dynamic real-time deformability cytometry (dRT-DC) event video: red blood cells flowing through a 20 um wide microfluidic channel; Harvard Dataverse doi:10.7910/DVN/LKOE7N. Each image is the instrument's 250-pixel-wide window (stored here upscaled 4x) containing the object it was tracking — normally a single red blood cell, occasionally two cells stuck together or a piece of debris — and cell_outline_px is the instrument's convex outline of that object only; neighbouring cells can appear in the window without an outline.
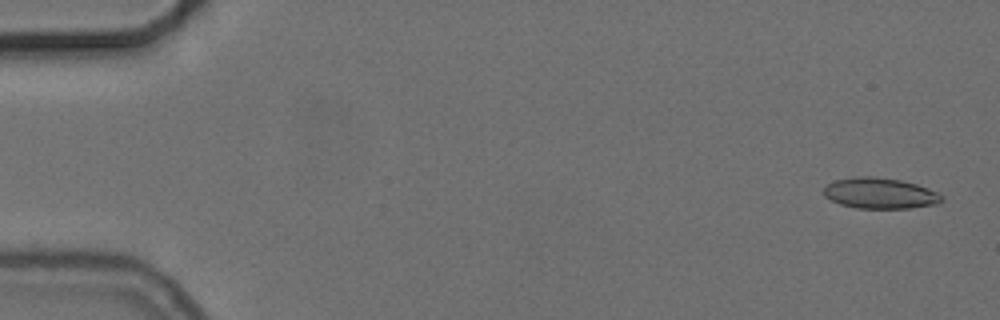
{"species": "common noctule bat (a hibernating species)", "species_latin": "Nyctalus noctula", "temperature_condition": "cold", "stored_images_in_passage": 55, "camera_frame_rate_fps": 3000, "um_per_image_px": 0.085, "animal": {"sex": "female", "body_mass_g": 24.6, "forearm_length_mm": 56.2}, "frame": {"image": 1, "passage_image": 2, "time_ms": 0.333, "image_size_px": [1000, 320], "cell_outline_px": [[944, 200], [936, 204], [908, 208], [856, 208], [840, 204], [824, 196], [824, 188], [828, 184], [836, 180], [856, 176], [872, 176], [900, 180], [916, 184], [928, 188], [944, 196]], "centroid_in_image_um": [74.81, 16.43], "position_along_channel_um": 10.2, "area_um2": 21.1}}
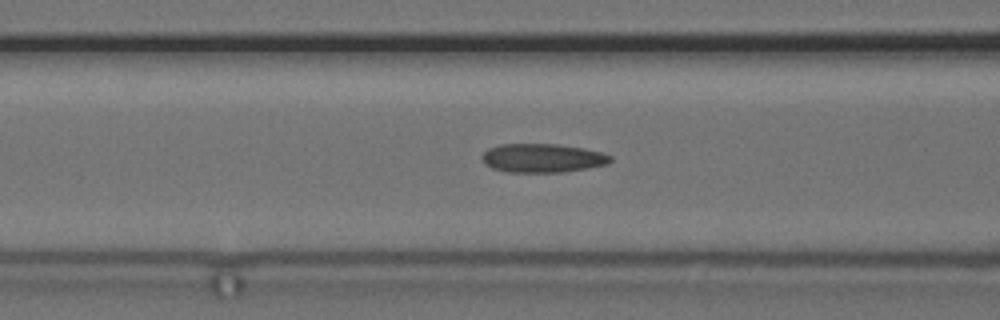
{"frame": {"image": 2, "passage_image": 22, "time_ms": 7.0, "image_size_px": [1000, 320], "cell_outline_px": [[612, 160], [608, 164], [588, 168], [564, 172], [508, 172], [492, 168], [484, 164], [480, 160], [480, 156], [488, 148], [500, 144], [556, 144], [584, 148], [600, 152], [612, 156]], "centroid_in_image_um": [46.08, 13.44], "position_along_channel_um": 120.5, "area_um2": 21.73}}
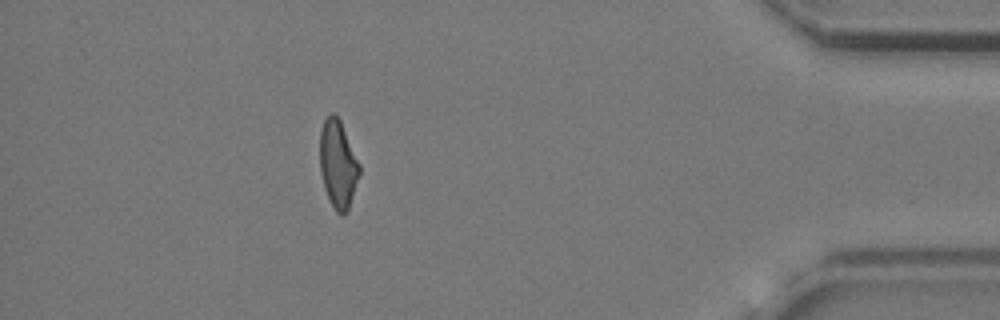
{"frame": {"image": 3, "passage_image": 49, "time_ms": 16.0, "image_size_px": [1000, 320], "cell_outline_px": [[360, 176], [348, 212], [344, 216], [340, 216], [336, 212], [328, 200], [324, 188], [320, 172], [320, 132], [324, 120], [332, 112], [340, 120], [360, 164]], "centroid_in_image_um": [28.74, 14.03], "position_along_channel_um": 406.5, "area_um2": 20.58}, "authors_computed_cell_mechanics": {"area_um2": 20.808, "velocity_mm_per_s": 3.7237, "shape_relaxation_time_tau1_ms": null, "shape_relaxation_time_tau2_ms": 2.6331, "deformation_change_tau1": null, "deformation_change_tau2": 0.1081}}